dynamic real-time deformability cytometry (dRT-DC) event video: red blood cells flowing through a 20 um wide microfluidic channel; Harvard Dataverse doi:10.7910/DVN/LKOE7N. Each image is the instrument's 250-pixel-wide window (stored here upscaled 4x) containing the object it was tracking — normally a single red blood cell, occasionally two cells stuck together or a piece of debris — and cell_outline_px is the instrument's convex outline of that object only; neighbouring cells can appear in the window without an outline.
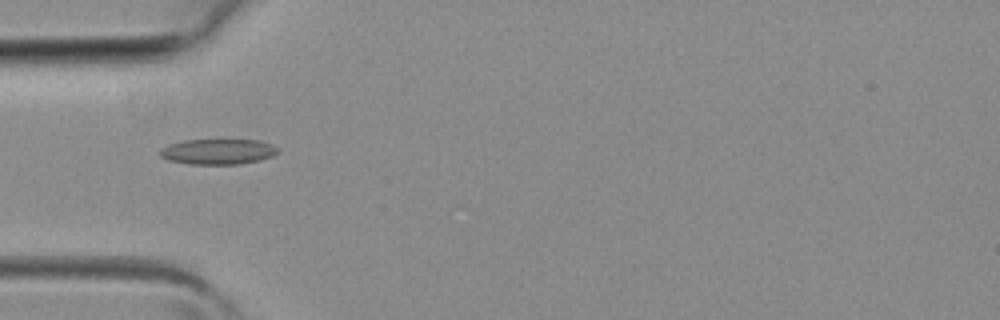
{"species": "common noctule bat (a hibernating species)", "species_latin": "Nyctalus noctula", "temperature_condition": "room temperature", "stored_images_in_passage": 5, "camera_frame_rate_fps": 3000, "um_per_image_px": 0.085, "animal": {"sex": "female", "body_mass_g": 19.3, "forearm_length_mm": 54.1}, "frame": {"image": 1, "passage_image": 5, "time_ms": 1.333, "image_size_px": [1000, 320], "cell_outline_px": [[280, 148], [272, 156], [260, 160], [240, 164], [192, 164], [168, 160], [160, 156], [160, 148], [184, 140], [260, 140], [272, 144]], "centroid_in_image_um": [18.55, 12.89], "position_along_channel_um": 66.4, "area_um2": 17.4}}